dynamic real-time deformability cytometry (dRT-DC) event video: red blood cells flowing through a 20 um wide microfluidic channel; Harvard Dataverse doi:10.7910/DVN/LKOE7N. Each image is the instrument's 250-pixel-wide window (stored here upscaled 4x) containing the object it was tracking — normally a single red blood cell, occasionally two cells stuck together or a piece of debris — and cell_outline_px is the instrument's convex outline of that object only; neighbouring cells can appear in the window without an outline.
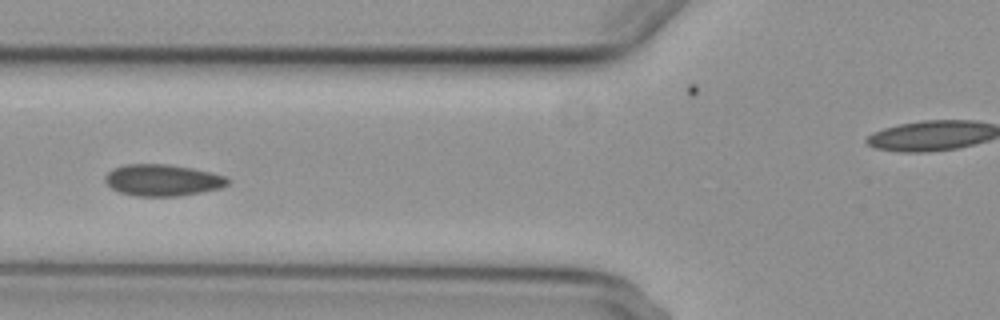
{"species": "common noctule bat (a hibernating species)", "species_latin": "Nyctalus noctula", "temperature_condition": "cold", "stored_images_in_passage": 10, "camera_frame_rate_fps": 3000, "um_per_image_px": 0.085, "animal": {"sex": "female", "body_mass_g": 29.2, "forearm_length_mm": 56.3}, "frame": {"image": 1, "passage_image": 6, "time_ms": 7.0, "image_size_px": [1000, 320], "cell_outline_px": [[232, 180], [228, 184], [220, 188], [180, 196], [136, 196], [120, 192], [112, 188], [104, 180], [104, 176], [112, 168], [124, 164], [168, 164], [192, 168], [212, 172], [224, 176]], "centroid_in_image_um": [13.82, 15.3], "position_along_channel_um": 112.0, "area_um2": 22.66}}
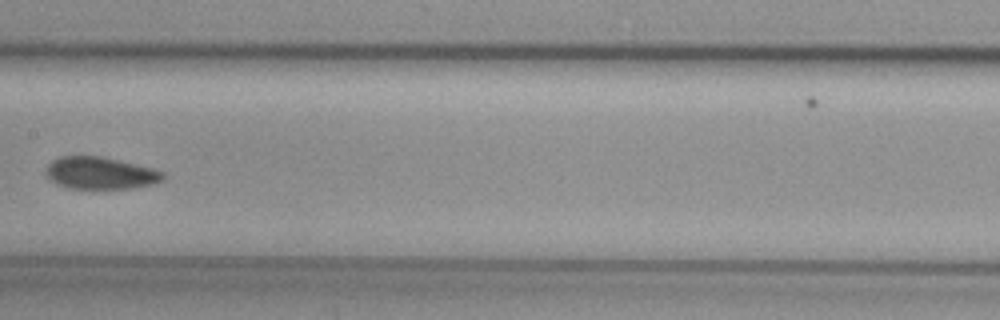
{"frame": {"image": 2, "passage_image": 8, "time_ms": 9.333, "image_size_px": [1000, 320], "cell_outline_px": [[164, 180], [156, 184], [132, 188], [68, 188], [56, 184], [48, 180], [44, 172], [48, 164], [52, 160], [60, 156], [100, 156], [152, 168], [164, 172]], "centroid_in_image_um": [8.5, 14.72], "position_along_channel_um": 198.9, "area_um2": 22.08}}
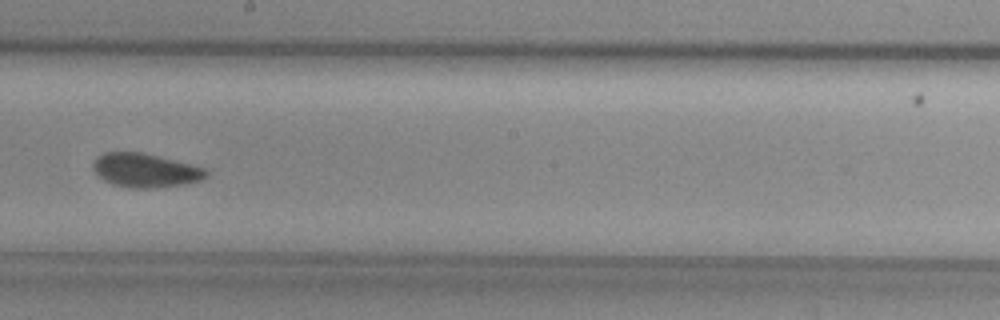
{"frame": {"image": 3, "passage_image": 9, "time_ms": 10.333, "image_size_px": [1000, 320], "cell_outline_px": [[208, 176], [200, 180], [184, 184], [156, 188], [128, 188], [112, 184], [104, 180], [92, 168], [92, 164], [96, 156], [104, 152], [140, 152], [204, 168], [208, 172]], "centroid_in_image_um": [12.31, 14.49], "position_along_channel_um": 235.9, "area_um2": 22.14}}